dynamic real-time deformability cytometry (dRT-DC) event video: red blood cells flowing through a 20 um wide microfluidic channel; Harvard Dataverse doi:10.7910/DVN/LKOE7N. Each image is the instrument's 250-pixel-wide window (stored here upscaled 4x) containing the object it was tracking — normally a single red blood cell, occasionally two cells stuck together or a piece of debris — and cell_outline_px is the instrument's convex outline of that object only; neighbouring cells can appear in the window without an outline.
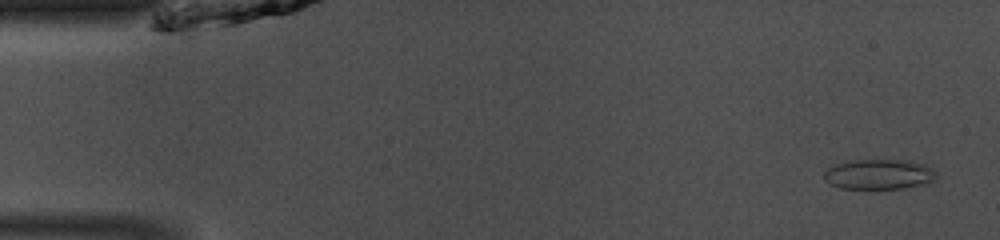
{"species": "common noctule bat (a hibernating species)", "species_latin": "Nyctalus noctula", "temperature_condition": "room temperature", "stored_images_in_passage": 47, "camera_frame_rate_fps": 3000, "um_per_image_px": 0.085, "animal": {"sex": "male", "body_mass_g": 13.0, "forearm_length_mm": 53.1}, "frame": {"image": 1, "passage_image": 2, "time_ms": 0.333, "image_size_px": [1000, 240], "cell_outline_px": [[936, 180], [928, 184], [904, 188], [840, 188], [824, 180], [824, 172], [828, 168], [836, 164], [848, 160], [908, 160], [924, 164], [932, 168], [936, 172]], "centroid_in_image_um": [74.75, 14.81], "position_along_channel_um": 10.2, "area_um2": 19.83}}
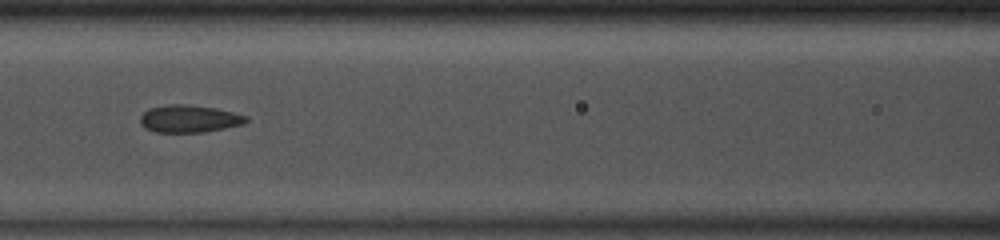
{"frame": {"image": 2, "passage_image": 20, "time_ms": 6.333, "image_size_px": [1000, 240], "cell_outline_px": [[248, 120], [244, 124], [204, 132], [156, 132], [140, 124], [140, 116], [148, 108], [168, 104], [184, 104], [216, 108], [248, 116]], "centroid_in_image_um": [16.08, 10.09], "position_along_channel_um": 150.5, "area_um2": 16.88}}
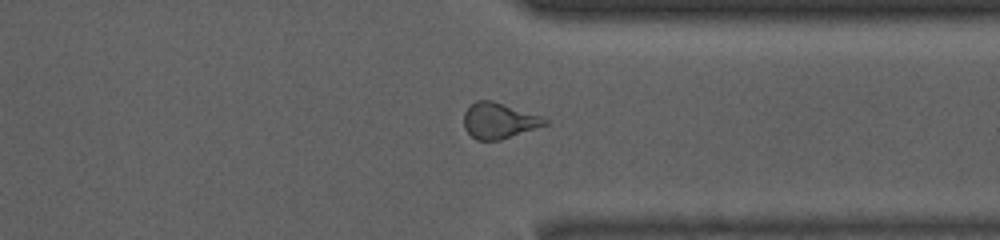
{"frame": {"image": 3, "passage_image": 36, "time_ms": 11.667, "image_size_px": [1000, 240], "cell_outline_px": [[548, 124], [500, 140], [476, 140], [464, 128], [464, 112], [476, 100], [492, 100], [540, 116], [548, 120]], "centroid_in_image_um": [42.39, 10.26], "position_along_channel_um": 369.0, "area_um2": 16.65}, "authors_computed_cell_mechanics": {"area_um2": 17.4556, "velocity_mm_per_s": 4.1184, "shape_relaxation_time_tau1_ms": 7.0248, "shape_relaxation_time_tau2_ms": 1.7503, "deformation_change_tau1": 0.1706, "deformation_change_tau2": 0.0879}}